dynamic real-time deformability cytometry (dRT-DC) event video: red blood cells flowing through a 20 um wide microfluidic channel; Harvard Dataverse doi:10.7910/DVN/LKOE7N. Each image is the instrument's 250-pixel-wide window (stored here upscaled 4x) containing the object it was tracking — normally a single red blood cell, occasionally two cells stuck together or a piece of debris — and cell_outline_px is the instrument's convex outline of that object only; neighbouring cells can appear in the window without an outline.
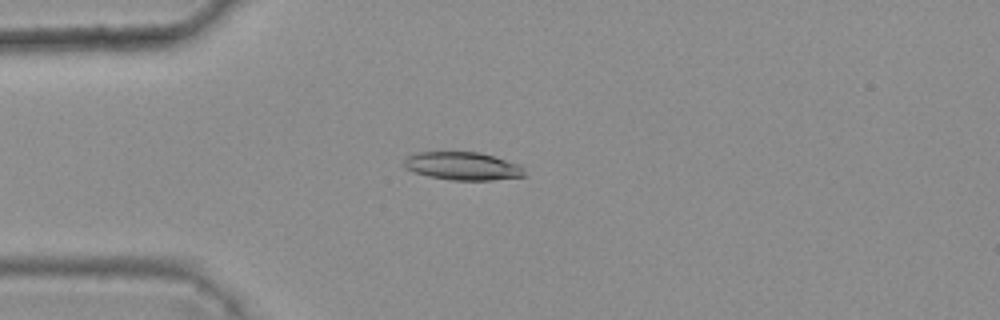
{"species": "common noctule bat (a hibernating species)", "species_latin": "Nyctalus noctula", "temperature_condition": "warm", "stored_images_in_passage": 5, "camera_frame_rate_fps": 3000, "um_per_image_px": 0.085, "animal": {"sex": "female", "body_mass_g": 25.1}, "frame": {"image": 1, "passage_image": 2, "time_ms": 0.333, "image_size_px": [1000, 320], "cell_outline_px": [[528, 176], [492, 180], [452, 180], [428, 176], [412, 172], [404, 168], [400, 164], [408, 156], [416, 152], [480, 152], [520, 164], [524, 168]], "centroid_in_image_um": [39.32, 14.12], "position_along_channel_um": 45.7, "area_um2": 20.06}}
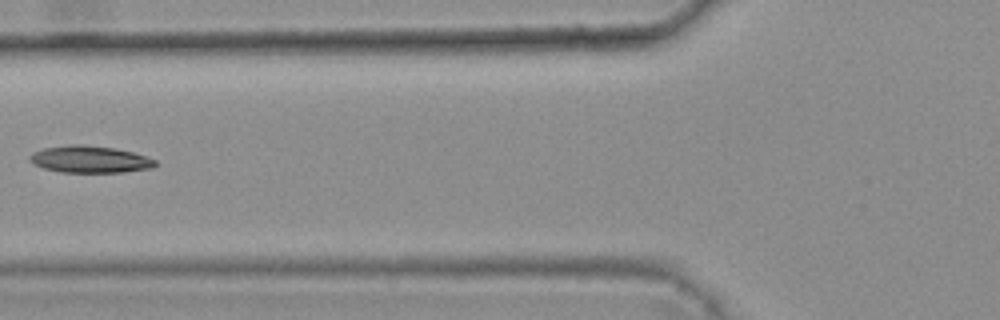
{"frame": {"image": 2, "passage_image": 4, "time_ms": 1.0, "image_size_px": [1000, 320], "cell_outline_px": [[156, 164], [152, 168], [120, 172], [60, 172], [44, 168], [32, 164], [28, 160], [28, 156], [32, 152], [44, 148], [72, 144], [80, 144], [112, 148], [132, 152], [156, 160]], "centroid_in_image_um": [7.57, 13.54], "position_along_channel_um": 118.2, "area_um2": 19.59}}
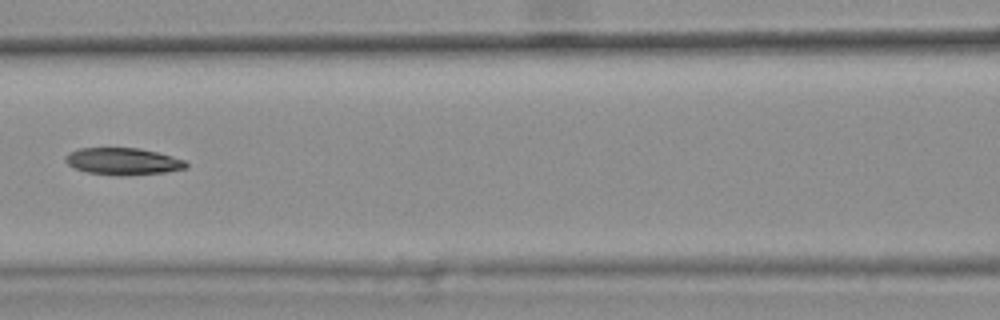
{"frame": {"image": 3, "passage_image": 5, "time_ms": 1.333, "image_size_px": [1000, 320], "cell_outline_px": [[188, 168], [164, 172], [120, 176], [88, 172], [76, 168], [68, 164], [64, 160], [64, 156], [68, 152], [80, 148], [140, 148], [156, 152], [184, 160], [188, 164]], "centroid_in_image_um": [10.43, 13.71], "position_along_channel_um": 156.2, "area_um2": 18.84}}